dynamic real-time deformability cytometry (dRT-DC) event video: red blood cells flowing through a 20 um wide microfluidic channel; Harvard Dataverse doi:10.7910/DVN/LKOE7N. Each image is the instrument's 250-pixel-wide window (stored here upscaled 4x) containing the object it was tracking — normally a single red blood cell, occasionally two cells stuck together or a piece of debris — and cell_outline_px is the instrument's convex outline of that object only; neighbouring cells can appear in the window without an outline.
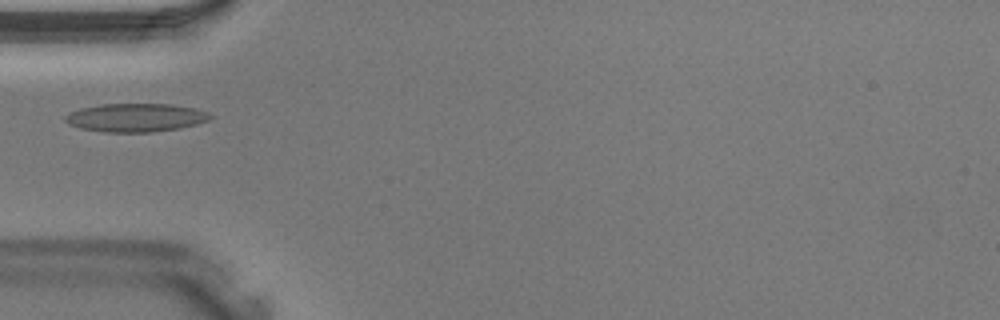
{"species": "Egyptian fruit bat (a non-hibernating species)", "species_latin": "Rousettus aegyptiacus", "temperature_condition": "warm", "stored_images_in_passage": 17, "camera_frame_rate_fps": 3000, "um_per_image_px": 0.085, "animal": {"sex": "male"}, "frame": {"image": 1, "passage_image": 1, "time_ms": 0.0, "image_size_px": [1000, 320], "cell_outline_px": [[212, 116], [208, 120], [196, 124], [180, 128], [152, 132], [104, 132], [80, 128], [68, 124], [64, 120], [64, 116], [68, 112], [80, 108], [100, 104], [172, 104], [192, 108], [208, 112]], "centroid_in_image_um": [11.48, 9.99], "position_along_channel_um": 73.5, "area_um2": 24.04}}
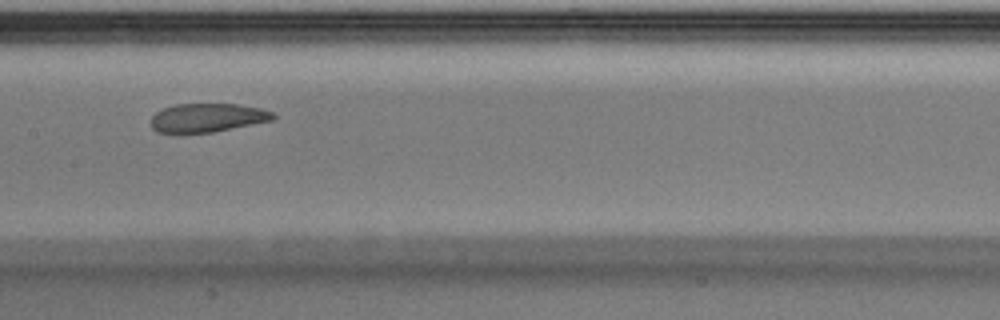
{"frame": {"image": 2, "passage_image": 8, "time_ms": 2.333, "image_size_px": [1000, 320], "cell_outline_px": [[276, 116], [272, 120], [212, 132], [180, 136], [156, 132], [152, 128], [152, 116], [156, 112], [164, 108], [176, 104], [236, 104], [260, 108], [272, 112]], "centroid_in_image_um": [17.54, 10.05], "position_along_channel_um": 189.9, "area_um2": 20.87}}